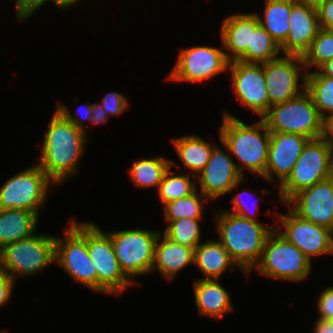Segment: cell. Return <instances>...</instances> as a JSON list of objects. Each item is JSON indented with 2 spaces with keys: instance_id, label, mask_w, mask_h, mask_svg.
Returning <instances> with one entry per match:
<instances>
[{
  "instance_id": "6da1fadb",
  "label": "cell",
  "mask_w": 333,
  "mask_h": 333,
  "mask_svg": "<svg viewBox=\"0 0 333 333\" xmlns=\"http://www.w3.org/2000/svg\"><path fill=\"white\" fill-rule=\"evenodd\" d=\"M45 131L36 163L58 186L79 172L85 145V131L67 121L56 109Z\"/></svg>"
},
{
  "instance_id": "7a4b0ae2",
  "label": "cell",
  "mask_w": 333,
  "mask_h": 333,
  "mask_svg": "<svg viewBox=\"0 0 333 333\" xmlns=\"http://www.w3.org/2000/svg\"><path fill=\"white\" fill-rule=\"evenodd\" d=\"M222 124L219 128L220 141L228 148L231 156L239 161L237 168L250 171L265 180L268 162L270 131L262 118L252 124H245L228 111L223 110Z\"/></svg>"
},
{
  "instance_id": "3957f363",
  "label": "cell",
  "mask_w": 333,
  "mask_h": 333,
  "mask_svg": "<svg viewBox=\"0 0 333 333\" xmlns=\"http://www.w3.org/2000/svg\"><path fill=\"white\" fill-rule=\"evenodd\" d=\"M218 241L245 276L259 262L268 235L275 226L248 220L224 210L216 212Z\"/></svg>"
},
{
  "instance_id": "277c9868",
  "label": "cell",
  "mask_w": 333,
  "mask_h": 333,
  "mask_svg": "<svg viewBox=\"0 0 333 333\" xmlns=\"http://www.w3.org/2000/svg\"><path fill=\"white\" fill-rule=\"evenodd\" d=\"M75 220H68L63 237L55 236L54 263L75 283L97 292V271L87 248V222Z\"/></svg>"
},
{
  "instance_id": "5b68a950",
  "label": "cell",
  "mask_w": 333,
  "mask_h": 333,
  "mask_svg": "<svg viewBox=\"0 0 333 333\" xmlns=\"http://www.w3.org/2000/svg\"><path fill=\"white\" fill-rule=\"evenodd\" d=\"M312 262L293 243L288 242L276 229L266 238L259 262L255 269L260 275L294 283L307 280L311 274Z\"/></svg>"
},
{
  "instance_id": "8992f818",
  "label": "cell",
  "mask_w": 333,
  "mask_h": 333,
  "mask_svg": "<svg viewBox=\"0 0 333 333\" xmlns=\"http://www.w3.org/2000/svg\"><path fill=\"white\" fill-rule=\"evenodd\" d=\"M55 235L35 233L0 249V271L14 281L30 277L54 265Z\"/></svg>"
},
{
  "instance_id": "52a82bcc",
  "label": "cell",
  "mask_w": 333,
  "mask_h": 333,
  "mask_svg": "<svg viewBox=\"0 0 333 333\" xmlns=\"http://www.w3.org/2000/svg\"><path fill=\"white\" fill-rule=\"evenodd\" d=\"M106 233L111 238L122 272L133 284L138 283L135 277L152 273L154 247L160 231L133 228Z\"/></svg>"
},
{
  "instance_id": "ba28073f",
  "label": "cell",
  "mask_w": 333,
  "mask_h": 333,
  "mask_svg": "<svg viewBox=\"0 0 333 333\" xmlns=\"http://www.w3.org/2000/svg\"><path fill=\"white\" fill-rule=\"evenodd\" d=\"M262 119L270 132L300 134L310 140L321 138L323 118L306 90L295 98L271 106Z\"/></svg>"
},
{
  "instance_id": "9c48e42d",
  "label": "cell",
  "mask_w": 333,
  "mask_h": 333,
  "mask_svg": "<svg viewBox=\"0 0 333 333\" xmlns=\"http://www.w3.org/2000/svg\"><path fill=\"white\" fill-rule=\"evenodd\" d=\"M2 184L0 209H23L39 216V210L48 201L49 187H57L36 163L17 172Z\"/></svg>"
},
{
  "instance_id": "30bf717a",
  "label": "cell",
  "mask_w": 333,
  "mask_h": 333,
  "mask_svg": "<svg viewBox=\"0 0 333 333\" xmlns=\"http://www.w3.org/2000/svg\"><path fill=\"white\" fill-rule=\"evenodd\" d=\"M332 156L333 148L322 138L309 140L289 176L278 185L280 204L284 205L299 191L327 179Z\"/></svg>"
},
{
  "instance_id": "8fae6325",
  "label": "cell",
  "mask_w": 333,
  "mask_h": 333,
  "mask_svg": "<svg viewBox=\"0 0 333 333\" xmlns=\"http://www.w3.org/2000/svg\"><path fill=\"white\" fill-rule=\"evenodd\" d=\"M87 248L97 271V293L119 296L135 285L122 272L110 236L93 221H87Z\"/></svg>"
},
{
  "instance_id": "7c38bea8",
  "label": "cell",
  "mask_w": 333,
  "mask_h": 333,
  "mask_svg": "<svg viewBox=\"0 0 333 333\" xmlns=\"http://www.w3.org/2000/svg\"><path fill=\"white\" fill-rule=\"evenodd\" d=\"M229 60L220 47L196 45L179 49L173 69L166 76L167 81L201 83L211 80L228 70Z\"/></svg>"
},
{
  "instance_id": "4fadbf2b",
  "label": "cell",
  "mask_w": 333,
  "mask_h": 333,
  "mask_svg": "<svg viewBox=\"0 0 333 333\" xmlns=\"http://www.w3.org/2000/svg\"><path fill=\"white\" fill-rule=\"evenodd\" d=\"M275 229L293 243L312 262L314 257L333 255V232L298 217L289 208L287 213L275 211ZM313 257V258H312Z\"/></svg>"
},
{
  "instance_id": "5bb4252c",
  "label": "cell",
  "mask_w": 333,
  "mask_h": 333,
  "mask_svg": "<svg viewBox=\"0 0 333 333\" xmlns=\"http://www.w3.org/2000/svg\"><path fill=\"white\" fill-rule=\"evenodd\" d=\"M269 109L300 95L306 89V69L302 56L282 55L263 63ZM301 82V83H300Z\"/></svg>"
},
{
  "instance_id": "9a60e30c",
  "label": "cell",
  "mask_w": 333,
  "mask_h": 333,
  "mask_svg": "<svg viewBox=\"0 0 333 333\" xmlns=\"http://www.w3.org/2000/svg\"><path fill=\"white\" fill-rule=\"evenodd\" d=\"M228 71L237 101L262 118L269 111L263 64L234 61Z\"/></svg>"
},
{
  "instance_id": "2e32d148",
  "label": "cell",
  "mask_w": 333,
  "mask_h": 333,
  "mask_svg": "<svg viewBox=\"0 0 333 333\" xmlns=\"http://www.w3.org/2000/svg\"><path fill=\"white\" fill-rule=\"evenodd\" d=\"M218 139L225 148L216 145L208 163L196 176V185L200 186H196V189H200L199 191L211 201L228 194L236 183L244 178L236 166L237 162L232 160L228 148L220 141V135ZM223 149H226L227 153Z\"/></svg>"
},
{
  "instance_id": "e0dca14e",
  "label": "cell",
  "mask_w": 333,
  "mask_h": 333,
  "mask_svg": "<svg viewBox=\"0 0 333 333\" xmlns=\"http://www.w3.org/2000/svg\"><path fill=\"white\" fill-rule=\"evenodd\" d=\"M284 206L301 219L333 232V184L328 178L299 191Z\"/></svg>"
},
{
  "instance_id": "ac0fdd59",
  "label": "cell",
  "mask_w": 333,
  "mask_h": 333,
  "mask_svg": "<svg viewBox=\"0 0 333 333\" xmlns=\"http://www.w3.org/2000/svg\"><path fill=\"white\" fill-rule=\"evenodd\" d=\"M309 140L300 134L270 132L265 181L271 185L275 182L280 185L291 173Z\"/></svg>"
},
{
  "instance_id": "d6986e66",
  "label": "cell",
  "mask_w": 333,
  "mask_h": 333,
  "mask_svg": "<svg viewBox=\"0 0 333 333\" xmlns=\"http://www.w3.org/2000/svg\"><path fill=\"white\" fill-rule=\"evenodd\" d=\"M319 29L317 9L293 0L290 29L286 41L280 46L282 54L303 56Z\"/></svg>"
},
{
  "instance_id": "ffe728a7",
  "label": "cell",
  "mask_w": 333,
  "mask_h": 333,
  "mask_svg": "<svg viewBox=\"0 0 333 333\" xmlns=\"http://www.w3.org/2000/svg\"><path fill=\"white\" fill-rule=\"evenodd\" d=\"M193 293L197 311L203 317L218 321L224 314L233 312L231 293L223 287L220 279L197 278L193 281Z\"/></svg>"
},
{
  "instance_id": "44dd1931",
  "label": "cell",
  "mask_w": 333,
  "mask_h": 333,
  "mask_svg": "<svg viewBox=\"0 0 333 333\" xmlns=\"http://www.w3.org/2000/svg\"><path fill=\"white\" fill-rule=\"evenodd\" d=\"M219 32L229 62L246 63V50L251 48V13L237 12L224 17Z\"/></svg>"
},
{
  "instance_id": "7402d4cb",
  "label": "cell",
  "mask_w": 333,
  "mask_h": 333,
  "mask_svg": "<svg viewBox=\"0 0 333 333\" xmlns=\"http://www.w3.org/2000/svg\"><path fill=\"white\" fill-rule=\"evenodd\" d=\"M194 249L178 244L167 238L160 230L154 247L153 271L168 281L193 264Z\"/></svg>"
},
{
  "instance_id": "603a6c76",
  "label": "cell",
  "mask_w": 333,
  "mask_h": 333,
  "mask_svg": "<svg viewBox=\"0 0 333 333\" xmlns=\"http://www.w3.org/2000/svg\"><path fill=\"white\" fill-rule=\"evenodd\" d=\"M193 265L204 274L202 279H220L227 270L239 268L217 239H207L194 248Z\"/></svg>"
},
{
  "instance_id": "cb8c5ba5",
  "label": "cell",
  "mask_w": 333,
  "mask_h": 333,
  "mask_svg": "<svg viewBox=\"0 0 333 333\" xmlns=\"http://www.w3.org/2000/svg\"><path fill=\"white\" fill-rule=\"evenodd\" d=\"M170 143L182 162L183 168L178 166V169H188V174L195 177L204 169L213 148L217 145V143L212 144L196 134L172 138Z\"/></svg>"
},
{
  "instance_id": "d4e9b609",
  "label": "cell",
  "mask_w": 333,
  "mask_h": 333,
  "mask_svg": "<svg viewBox=\"0 0 333 333\" xmlns=\"http://www.w3.org/2000/svg\"><path fill=\"white\" fill-rule=\"evenodd\" d=\"M40 216L23 209H0V249L37 233Z\"/></svg>"
},
{
  "instance_id": "484cf974",
  "label": "cell",
  "mask_w": 333,
  "mask_h": 333,
  "mask_svg": "<svg viewBox=\"0 0 333 333\" xmlns=\"http://www.w3.org/2000/svg\"><path fill=\"white\" fill-rule=\"evenodd\" d=\"M292 7L293 0H265L262 16L254 12L260 24L279 46L286 41Z\"/></svg>"
},
{
  "instance_id": "4316f807",
  "label": "cell",
  "mask_w": 333,
  "mask_h": 333,
  "mask_svg": "<svg viewBox=\"0 0 333 333\" xmlns=\"http://www.w3.org/2000/svg\"><path fill=\"white\" fill-rule=\"evenodd\" d=\"M170 166H172V160L164 156L144 157L132 161L128 174L135 188L158 189Z\"/></svg>"
},
{
  "instance_id": "83f0119b",
  "label": "cell",
  "mask_w": 333,
  "mask_h": 333,
  "mask_svg": "<svg viewBox=\"0 0 333 333\" xmlns=\"http://www.w3.org/2000/svg\"><path fill=\"white\" fill-rule=\"evenodd\" d=\"M282 56L279 44L260 24L254 12L251 13V48L246 50V63L263 64Z\"/></svg>"
},
{
  "instance_id": "f1b7e54d",
  "label": "cell",
  "mask_w": 333,
  "mask_h": 333,
  "mask_svg": "<svg viewBox=\"0 0 333 333\" xmlns=\"http://www.w3.org/2000/svg\"><path fill=\"white\" fill-rule=\"evenodd\" d=\"M176 166L178 163L172 160V166L165 172L157 189L163 207L171 201L191 195L196 190V177L173 171L171 168Z\"/></svg>"
},
{
  "instance_id": "f546056e",
  "label": "cell",
  "mask_w": 333,
  "mask_h": 333,
  "mask_svg": "<svg viewBox=\"0 0 333 333\" xmlns=\"http://www.w3.org/2000/svg\"><path fill=\"white\" fill-rule=\"evenodd\" d=\"M209 201L198 189L189 196L171 201L162 208L165 223L182 218L203 219L204 207Z\"/></svg>"
},
{
  "instance_id": "4dcf8cb0",
  "label": "cell",
  "mask_w": 333,
  "mask_h": 333,
  "mask_svg": "<svg viewBox=\"0 0 333 333\" xmlns=\"http://www.w3.org/2000/svg\"><path fill=\"white\" fill-rule=\"evenodd\" d=\"M306 91L322 118L333 114V78L323 76L318 70L306 73Z\"/></svg>"
},
{
  "instance_id": "1f68e13d",
  "label": "cell",
  "mask_w": 333,
  "mask_h": 333,
  "mask_svg": "<svg viewBox=\"0 0 333 333\" xmlns=\"http://www.w3.org/2000/svg\"><path fill=\"white\" fill-rule=\"evenodd\" d=\"M203 219L182 218L171 221L162 233L175 243L194 249L201 243L200 222Z\"/></svg>"
},
{
  "instance_id": "d6a6232c",
  "label": "cell",
  "mask_w": 333,
  "mask_h": 333,
  "mask_svg": "<svg viewBox=\"0 0 333 333\" xmlns=\"http://www.w3.org/2000/svg\"><path fill=\"white\" fill-rule=\"evenodd\" d=\"M333 58V30L320 28L310 48L302 56L306 72L317 70L326 61Z\"/></svg>"
},
{
  "instance_id": "836d02e7",
  "label": "cell",
  "mask_w": 333,
  "mask_h": 333,
  "mask_svg": "<svg viewBox=\"0 0 333 333\" xmlns=\"http://www.w3.org/2000/svg\"><path fill=\"white\" fill-rule=\"evenodd\" d=\"M245 180H246V178L244 177L243 179L238 181L236 183V185L229 191L228 194L233 196L232 197L233 199H231L232 207H231V210H224V211H226L228 213L235 214L237 216H240V217L248 219V220H253V221L259 222L260 220L257 219V215H259V213H257V212H259V206L260 205L258 203L260 202V200H256L254 198L255 202H253V201L251 202V200H253V199H250V201H249L250 204H249V202L247 201L248 198L246 200L243 199V198H246V196L247 197L248 196L249 197L253 196V193H252L251 189L248 190V191L244 190L243 192L242 191L240 192L238 190L237 194H235L236 192L233 191L236 188H238L239 185L242 184V182L245 181ZM233 194H235V195H233ZM242 194H243V197H242Z\"/></svg>"
},
{
  "instance_id": "e575fe53",
  "label": "cell",
  "mask_w": 333,
  "mask_h": 333,
  "mask_svg": "<svg viewBox=\"0 0 333 333\" xmlns=\"http://www.w3.org/2000/svg\"><path fill=\"white\" fill-rule=\"evenodd\" d=\"M55 109L69 122H72L77 128L85 131L88 136V130L86 129V122L88 121L90 124L93 110V103L81 105L79 109H77L76 113H71V110L60 101L57 102ZM85 122V123H84Z\"/></svg>"
},
{
  "instance_id": "d590c367",
  "label": "cell",
  "mask_w": 333,
  "mask_h": 333,
  "mask_svg": "<svg viewBox=\"0 0 333 333\" xmlns=\"http://www.w3.org/2000/svg\"><path fill=\"white\" fill-rule=\"evenodd\" d=\"M128 101L126 95L116 91H110L104 95L102 103L100 102V104L109 117H112L120 116L124 112H127L129 105Z\"/></svg>"
},
{
  "instance_id": "8d00e7d4",
  "label": "cell",
  "mask_w": 333,
  "mask_h": 333,
  "mask_svg": "<svg viewBox=\"0 0 333 333\" xmlns=\"http://www.w3.org/2000/svg\"><path fill=\"white\" fill-rule=\"evenodd\" d=\"M49 2L55 5V0H14L16 20L20 23L30 20L35 12Z\"/></svg>"
},
{
  "instance_id": "74e56055",
  "label": "cell",
  "mask_w": 333,
  "mask_h": 333,
  "mask_svg": "<svg viewBox=\"0 0 333 333\" xmlns=\"http://www.w3.org/2000/svg\"><path fill=\"white\" fill-rule=\"evenodd\" d=\"M316 299L317 320L333 321V285L322 290Z\"/></svg>"
},
{
  "instance_id": "f35d334b",
  "label": "cell",
  "mask_w": 333,
  "mask_h": 333,
  "mask_svg": "<svg viewBox=\"0 0 333 333\" xmlns=\"http://www.w3.org/2000/svg\"><path fill=\"white\" fill-rule=\"evenodd\" d=\"M14 281L7 273L0 271V308L7 305L13 298V291L16 288Z\"/></svg>"
},
{
  "instance_id": "ab89813d",
  "label": "cell",
  "mask_w": 333,
  "mask_h": 333,
  "mask_svg": "<svg viewBox=\"0 0 333 333\" xmlns=\"http://www.w3.org/2000/svg\"><path fill=\"white\" fill-rule=\"evenodd\" d=\"M316 9L320 28L333 30V0H325Z\"/></svg>"
},
{
  "instance_id": "60d3db41",
  "label": "cell",
  "mask_w": 333,
  "mask_h": 333,
  "mask_svg": "<svg viewBox=\"0 0 333 333\" xmlns=\"http://www.w3.org/2000/svg\"><path fill=\"white\" fill-rule=\"evenodd\" d=\"M109 120V115L106 113L104 108L99 102L93 103L92 117L90 124L101 125L106 124Z\"/></svg>"
},
{
  "instance_id": "b9f144b4",
  "label": "cell",
  "mask_w": 333,
  "mask_h": 333,
  "mask_svg": "<svg viewBox=\"0 0 333 333\" xmlns=\"http://www.w3.org/2000/svg\"><path fill=\"white\" fill-rule=\"evenodd\" d=\"M321 138L333 148V114L323 118Z\"/></svg>"
},
{
  "instance_id": "7bdbcfd3",
  "label": "cell",
  "mask_w": 333,
  "mask_h": 333,
  "mask_svg": "<svg viewBox=\"0 0 333 333\" xmlns=\"http://www.w3.org/2000/svg\"><path fill=\"white\" fill-rule=\"evenodd\" d=\"M312 328V333H333V321H323L316 319Z\"/></svg>"
},
{
  "instance_id": "ee69618b",
  "label": "cell",
  "mask_w": 333,
  "mask_h": 333,
  "mask_svg": "<svg viewBox=\"0 0 333 333\" xmlns=\"http://www.w3.org/2000/svg\"><path fill=\"white\" fill-rule=\"evenodd\" d=\"M323 76L333 78V58L326 61L317 69Z\"/></svg>"
},
{
  "instance_id": "f6af8a7d",
  "label": "cell",
  "mask_w": 333,
  "mask_h": 333,
  "mask_svg": "<svg viewBox=\"0 0 333 333\" xmlns=\"http://www.w3.org/2000/svg\"><path fill=\"white\" fill-rule=\"evenodd\" d=\"M81 0H55V6L60 10H68V8H72L74 5L79 3Z\"/></svg>"
},
{
  "instance_id": "bcb514c9",
  "label": "cell",
  "mask_w": 333,
  "mask_h": 333,
  "mask_svg": "<svg viewBox=\"0 0 333 333\" xmlns=\"http://www.w3.org/2000/svg\"><path fill=\"white\" fill-rule=\"evenodd\" d=\"M298 3L311 6L314 8L319 7L325 0H295Z\"/></svg>"
},
{
  "instance_id": "7dc6e473",
  "label": "cell",
  "mask_w": 333,
  "mask_h": 333,
  "mask_svg": "<svg viewBox=\"0 0 333 333\" xmlns=\"http://www.w3.org/2000/svg\"><path fill=\"white\" fill-rule=\"evenodd\" d=\"M328 179L333 184V156L331 158L330 167H329V171H328Z\"/></svg>"
}]
</instances>
